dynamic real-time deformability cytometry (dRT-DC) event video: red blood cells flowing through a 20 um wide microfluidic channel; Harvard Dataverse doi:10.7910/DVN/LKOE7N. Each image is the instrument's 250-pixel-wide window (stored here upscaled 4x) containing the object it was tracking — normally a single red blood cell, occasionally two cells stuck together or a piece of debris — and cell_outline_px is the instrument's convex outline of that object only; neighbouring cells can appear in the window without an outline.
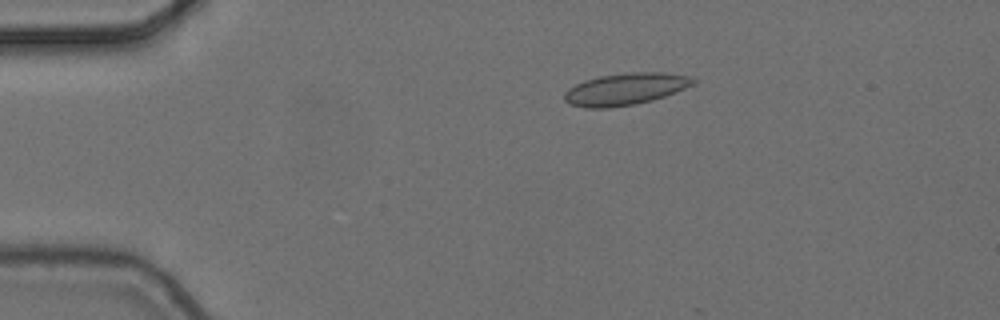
{"species": "common noctule bat (a hibernating species)", "species_latin": "Nyctalus noctula", "temperature_condition": "cold", "stored_images_in_passage": 6, "camera_frame_rate_fps": 3000, "um_per_image_px": 0.085, "animal": {"sex": "female", "body_mass_g": 24.6, "forearm_length_mm": 56.2}, "frame": {"image": 1, "passage_image": 3, "time_ms": 0.667, "image_size_px": [1000, 320], "cell_outline_px": [[696, 84], [664, 96], [652, 100], [632, 104], [608, 108], [584, 108], [572, 104], [564, 100], [564, 92], [568, 88], [584, 80], [600, 76], [628, 72], [664, 72], [688, 76], [696, 80]], "centroid_in_image_um": [53.15, 7.56], "position_along_channel_um": 31.9, "area_um2": 23.87}}
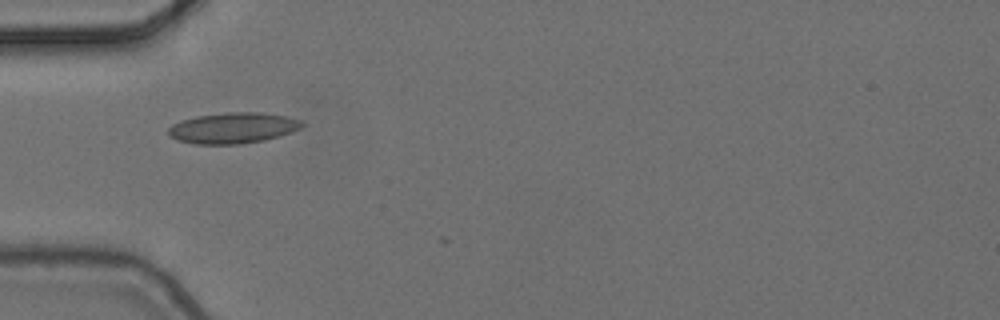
{"frame": {"image": 2, "passage_image": 5, "time_ms": 1.333, "image_size_px": [1000, 320], "cell_outline_px": [[304, 124], [300, 128], [292, 132], [280, 136], [264, 140], [240, 144], [196, 144], [176, 140], [168, 136], [168, 128], [172, 124], [180, 120], [196, 116], [228, 112], [264, 112], [284, 116], [300, 120]], "centroid_in_image_um": [19.77, 10.88], "position_along_channel_um": 65.2, "area_um2": 24.16}}
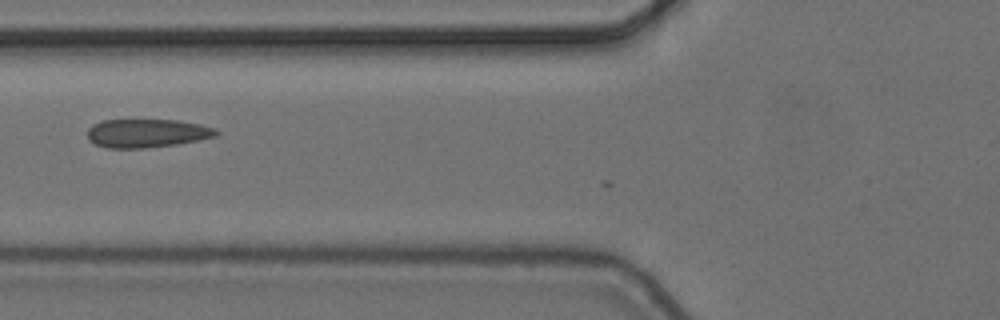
{"frame": {"image": 3, "passage_image": 6, "time_ms": 1.667, "image_size_px": [1000, 320], "cell_outline_px": [[220, 132], [216, 136], [176, 144], [144, 148], [108, 148], [96, 144], [88, 140], [88, 128], [92, 124], [104, 120], [180, 120], [200, 124], [216, 128]], "centroid_in_image_um": [12.49, 11.31], "position_along_channel_um": 113.3, "area_um2": 21.39}}